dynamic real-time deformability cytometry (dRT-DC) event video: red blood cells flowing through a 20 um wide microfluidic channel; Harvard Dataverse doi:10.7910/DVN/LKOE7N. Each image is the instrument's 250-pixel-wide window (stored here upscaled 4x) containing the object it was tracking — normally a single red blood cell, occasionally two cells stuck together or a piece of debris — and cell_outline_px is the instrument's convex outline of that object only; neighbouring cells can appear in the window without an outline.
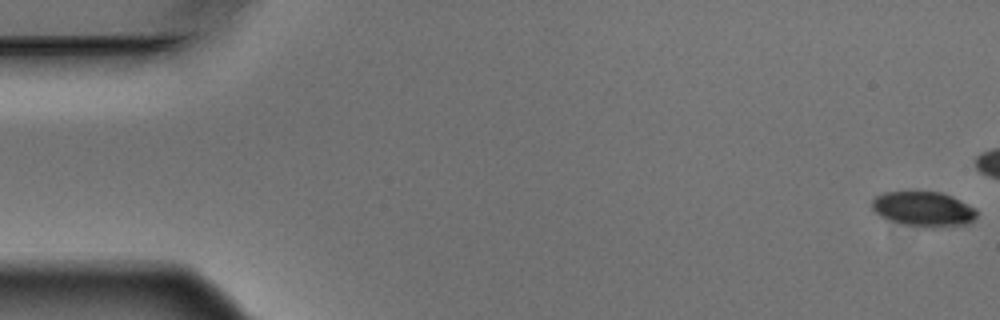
{"species": "Egyptian fruit bat (a non-hibernating species)", "species_latin": "Rousettus aegyptiacus", "temperature_condition": "warm", "stored_images_in_passage": 7, "camera_frame_rate_fps": 3000, "um_per_image_px": 0.085, "animal": {"sex": "male"}, "frame": {"image": 1, "passage_image": 1, "time_ms": 0.0, "image_size_px": [1000, 320], "cell_outline_px": [[976, 216], [968, 224], [928, 228], [920, 228], [888, 220], [880, 216], [872, 208], [872, 200], [876, 196], [884, 192], [940, 192], [952, 196], [976, 208]], "centroid_in_image_um": [78.49, 17.78], "position_along_channel_um": 6.5, "area_um2": 21.39}}
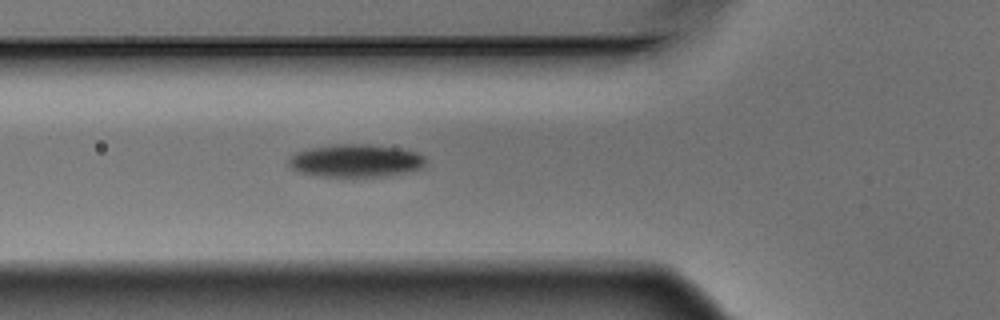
{"frame": {"image": 2, "passage_image": 7, "time_ms": 2.0, "image_size_px": [1000, 320], "cell_outline_px": [[424, 164], [420, 168], [392, 176], [320, 176], [300, 172], [292, 168], [288, 164], [288, 156], [296, 152], [308, 148], [340, 144], [368, 144], [396, 148], [416, 152], [424, 156]], "centroid_in_image_um": [30.19, 13.66], "position_along_channel_um": 95.6, "area_um2": 26.01}}